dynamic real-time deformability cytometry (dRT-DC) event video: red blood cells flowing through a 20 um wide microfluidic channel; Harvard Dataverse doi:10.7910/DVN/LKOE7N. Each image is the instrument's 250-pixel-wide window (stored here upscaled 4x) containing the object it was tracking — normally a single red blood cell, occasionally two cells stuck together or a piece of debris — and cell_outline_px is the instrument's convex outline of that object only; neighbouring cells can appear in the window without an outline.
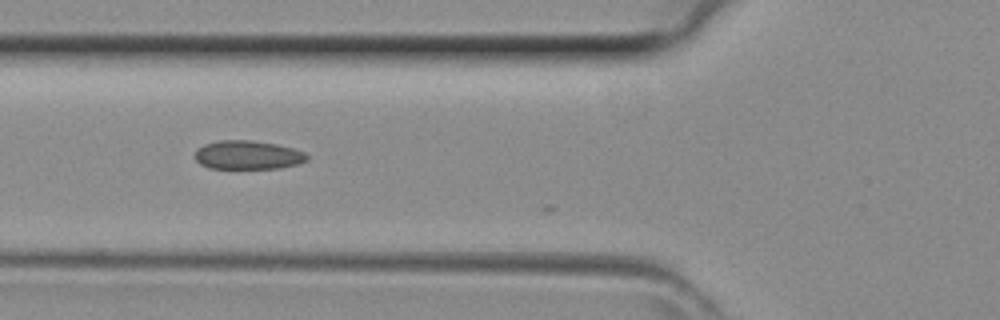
{"species": "common noctule bat (a hibernating species)", "species_latin": "Nyctalus noctula", "temperature_condition": "room temperature", "stored_images_in_passage": 6, "camera_frame_rate_fps": 3000, "um_per_image_px": 0.085, "animal": {"sex": "female", "body_mass_g": 29.2, "forearm_length_mm": 56.3}, "frame": {"image": 1, "passage_image": 4, "time_ms": 1.0, "image_size_px": [1000, 320], "cell_outline_px": [[308, 160], [296, 164], [280, 168], [208, 168], [200, 164], [192, 156], [196, 148], [204, 144], [220, 140], [252, 140], [276, 144], [292, 148], [304, 152], [308, 156]], "centroid_in_image_um": [21.0, 13.17], "position_along_channel_um": 104.8, "area_um2": 18.9}}